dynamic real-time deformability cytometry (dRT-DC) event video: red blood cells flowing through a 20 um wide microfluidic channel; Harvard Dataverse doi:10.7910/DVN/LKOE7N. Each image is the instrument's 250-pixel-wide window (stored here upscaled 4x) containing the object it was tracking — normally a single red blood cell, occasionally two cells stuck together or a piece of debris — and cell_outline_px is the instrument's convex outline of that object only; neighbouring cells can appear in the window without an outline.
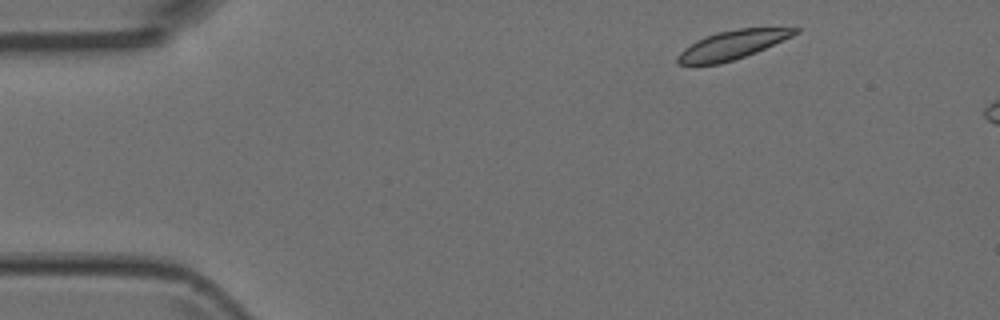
{"species": "Egyptian fruit bat (a non-hibernating species)", "species_latin": "Rousettus aegyptiacus", "temperature_condition": "room temperature", "stored_images_in_passage": 3, "camera_frame_rate_fps": 3000, "um_per_image_px": 0.085, "animal": {"sex": "female"}, "frame": {"image": 1, "passage_image": 1, "time_ms": 0.0, "image_size_px": [1000, 320], "cell_outline_px": [[800, 32], [792, 36], [756, 52], [720, 64], [680, 64], [676, 60], [676, 56], [684, 48], [696, 40], [716, 32], [740, 28], [800, 28]], "centroid_in_image_um": [62.23, 3.81], "position_along_channel_um": 22.8, "area_um2": 19.42}}